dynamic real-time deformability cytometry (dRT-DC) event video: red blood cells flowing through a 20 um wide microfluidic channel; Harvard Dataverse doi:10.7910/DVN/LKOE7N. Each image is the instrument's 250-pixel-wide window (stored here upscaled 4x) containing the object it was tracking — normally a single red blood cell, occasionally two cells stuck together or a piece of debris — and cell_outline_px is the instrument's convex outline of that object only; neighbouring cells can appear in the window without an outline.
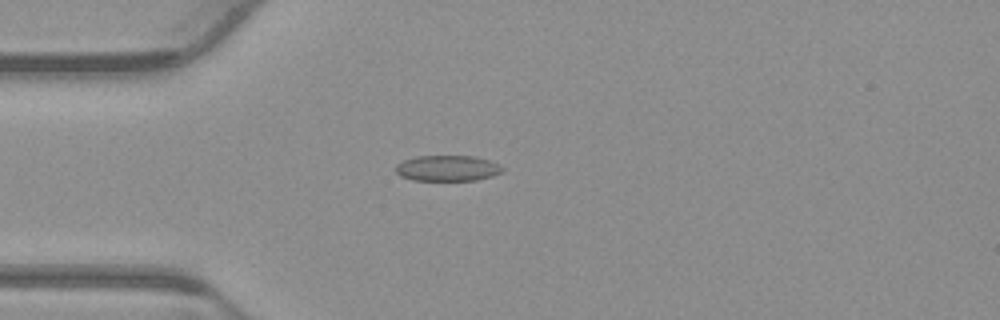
{"species": "common noctule bat (a hibernating species)", "species_latin": "Nyctalus noctula", "temperature_condition": "warm", "stored_images_in_passage": 53, "camera_frame_rate_fps": 3000, "um_per_image_px": 0.085, "animal": {"sex": "male", "body_mass_g": 23.1, "forearm_length_mm": 52.7}, "frame": {"image": 1, "passage_image": 14, "time_ms": 4.333, "image_size_px": [1000, 320], "cell_outline_px": [[504, 172], [492, 176], [476, 180], [412, 180], [400, 176], [396, 172], [396, 164], [404, 160], [416, 156], [476, 156], [500, 164], [504, 168]], "centroid_in_image_um": [38.06, 14.3], "position_along_channel_um": 46.9, "area_um2": 16.13}}
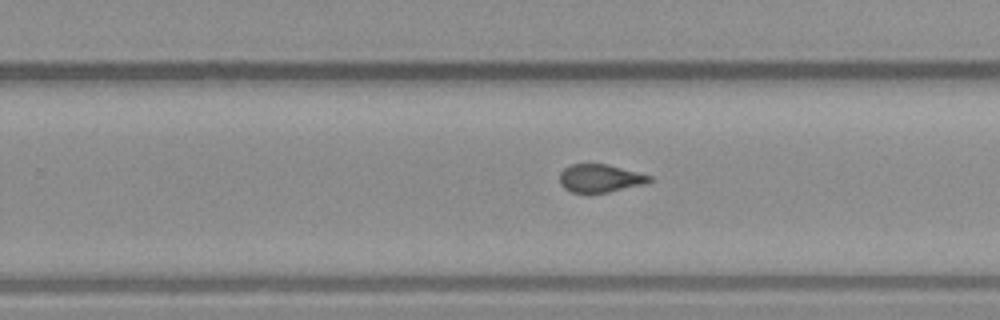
{"frame": {"image": 2, "passage_image": 33, "time_ms": 10.667, "image_size_px": [1000, 320], "cell_outline_px": [[652, 180], [648, 184], [608, 192], [572, 192], [564, 188], [560, 184], [560, 172], [564, 168], [572, 164], [608, 164], [652, 176]], "centroid_in_image_um": [51.04, 15.15], "position_along_channel_um": 278.8, "area_um2": 14.68}}
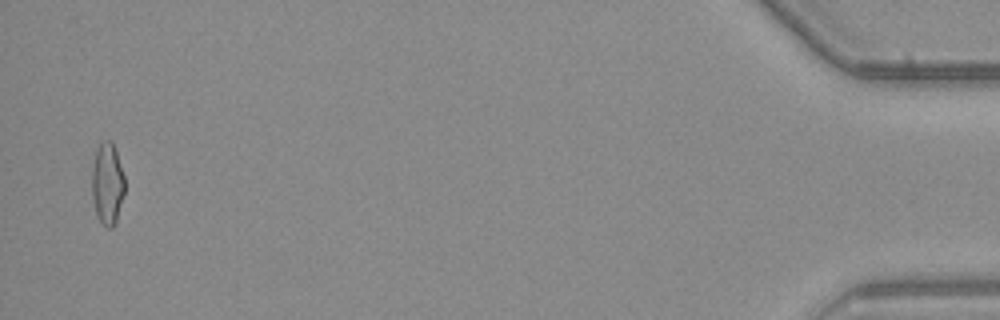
{"frame": {"image": 3, "passage_image": 52, "time_ms": 17.0, "image_size_px": [1000, 320], "cell_outline_px": [[124, 192], [116, 224], [112, 228], [108, 228], [100, 220], [96, 212], [92, 196], [92, 164], [96, 148], [104, 140], [112, 140], [124, 176]], "centroid_in_image_um": [9.12, 15.6], "position_along_channel_um": 426.1, "area_um2": 15.61}, "authors_computed_cell_mechanics": {"area_um2": 15.7216, "velocity_mm_per_s": 3.8581, "shape_relaxation_time_tau1_ms": 7.5088, "shape_relaxation_time_tau2_ms": 1.0576, "deformation_change_tau1": 0.154, "deformation_change_tau2": 0.0694}}